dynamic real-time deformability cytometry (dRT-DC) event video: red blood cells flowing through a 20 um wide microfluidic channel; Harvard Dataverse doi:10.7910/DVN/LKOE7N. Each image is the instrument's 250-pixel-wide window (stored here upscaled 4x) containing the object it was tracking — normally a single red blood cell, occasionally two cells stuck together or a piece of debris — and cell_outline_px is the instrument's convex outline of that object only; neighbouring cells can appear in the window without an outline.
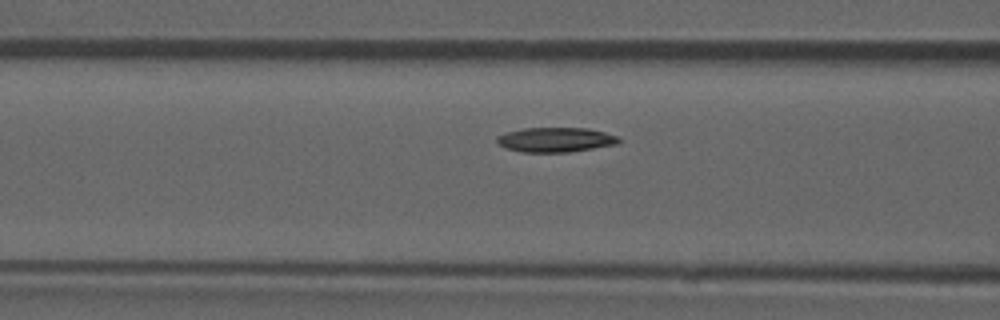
{"species": "common noctule bat (a hibernating species)", "species_latin": "Nyctalus noctula", "temperature_condition": "room temperature", "stored_images_in_passage": 9, "camera_frame_rate_fps": 3000, "um_per_image_px": 0.085, "animal": {"sex": "male", "forearm_length_mm": 52.5}, "frame": {"image": 1, "passage_image": 7, "time_ms": 2.0, "image_size_px": [1000, 320], "cell_outline_px": [[624, 140], [620, 144], [568, 152], [520, 152], [504, 148], [496, 140], [496, 136], [504, 132], [524, 128], [588, 128], [620, 136]], "centroid_in_image_um": [47.26, 11.88], "position_along_channel_um": 119.3, "area_um2": 17.86}}